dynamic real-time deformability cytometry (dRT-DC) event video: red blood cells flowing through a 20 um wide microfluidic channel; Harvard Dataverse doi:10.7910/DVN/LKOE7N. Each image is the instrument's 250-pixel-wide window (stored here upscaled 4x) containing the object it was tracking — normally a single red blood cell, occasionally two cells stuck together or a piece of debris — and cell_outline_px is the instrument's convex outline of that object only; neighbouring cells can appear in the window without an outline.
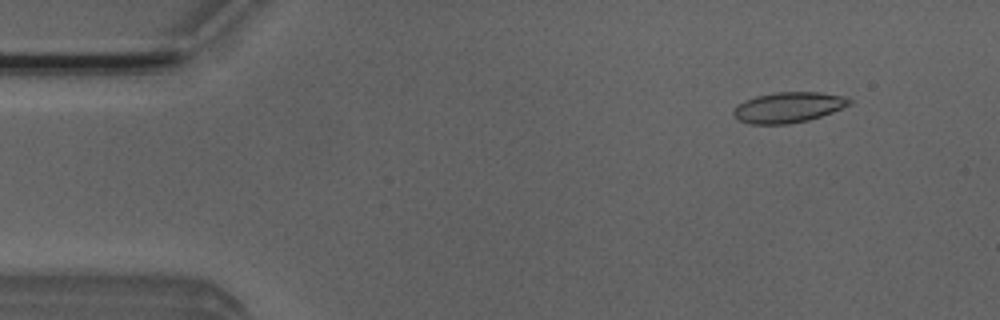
{"species": "Egyptian fruit bat (a non-hibernating species)", "species_latin": "Rousettus aegyptiacus", "temperature_condition": "room temperature", "stored_images_in_passage": 4, "camera_frame_rate_fps": 3000, "um_per_image_px": 0.085, "animal": {"sex": "male"}, "frame": {"image": 1, "passage_image": 2, "time_ms": 0.333, "image_size_px": [1000, 320], "cell_outline_px": [[852, 104], [832, 112], [808, 120], [788, 124], [748, 124], [736, 120], [732, 112], [736, 104], [744, 100], [756, 96], [776, 92], [820, 92], [848, 96], [852, 100]], "centroid_in_image_um": [66.99, 9.12], "position_along_channel_um": 18.0, "area_um2": 20.92}}